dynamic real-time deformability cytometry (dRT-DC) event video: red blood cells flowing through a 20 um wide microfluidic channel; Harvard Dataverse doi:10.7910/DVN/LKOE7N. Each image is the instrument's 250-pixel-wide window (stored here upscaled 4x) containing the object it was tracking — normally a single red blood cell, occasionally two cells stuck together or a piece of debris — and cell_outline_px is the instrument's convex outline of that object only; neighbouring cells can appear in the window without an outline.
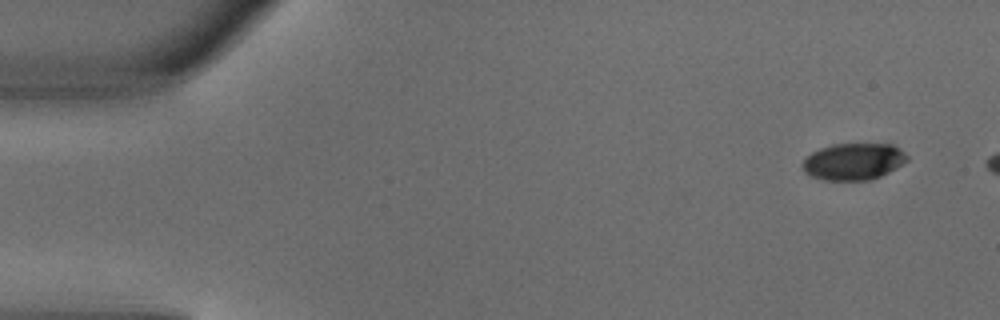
{"species": "common noctule bat (a hibernating species)", "species_latin": "Nyctalus noctula", "temperature_condition": "warm", "stored_images_in_passage": 4, "camera_frame_rate_fps": 3000, "um_per_image_px": 0.085, "animal": {"sex": "male", "body_mass_g": 18.8}, "frame": {"image": 1, "passage_image": 1, "time_ms": 0.0, "image_size_px": [1000, 320], "cell_outline_px": [[908, 160], [896, 168], [880, 176], [868, 180], [824, 180], [812, 176], [804, 172], [804, 160], [812, 152], [820, 148], [832, 144], [892, 144], [900, 148], [908, 156]], "centroid_in_image_um": [72.57, 13.72], "position_along_channel_um": 12.4, "area_um2": 22.25}}